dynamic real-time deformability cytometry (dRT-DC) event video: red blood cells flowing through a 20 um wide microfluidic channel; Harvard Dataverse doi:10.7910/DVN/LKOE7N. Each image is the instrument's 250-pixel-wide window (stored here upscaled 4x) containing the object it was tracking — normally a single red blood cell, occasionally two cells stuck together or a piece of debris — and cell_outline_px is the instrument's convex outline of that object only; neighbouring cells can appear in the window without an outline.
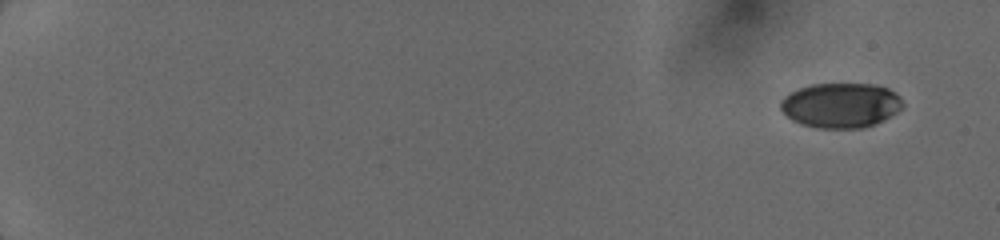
{"species": "human", "species_latin": "Homo sapiens", "temperature_condition": "cold", "stored_images_in_passage": 17, "camera_frame_rate_fps": 3000, "um_per_image_px": 0.085, "donor": {"sex": "female"}, "frame": {"image": 1, "passage_image": 1, "time_ms": 0.0, "image_size_px": [1000, 240], "cell_outline_px": [[900, 108], [896, 112], [876, 124], [860, 128], [816, 128], [800, 124], [792, 120], [780, 108], [780, 100], [784, 96], [800, 88], [812, 84], [872, 84], [888, 88], [900, 96]], "centroid_in_image_um": [71.43, 8.95], "position_along_channel_um": 13.6, "area_um2": 31.73}}
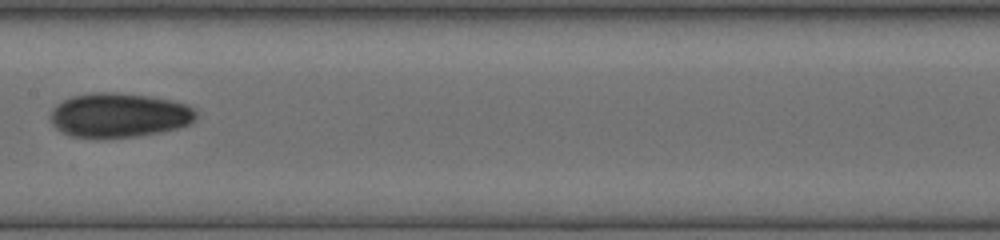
{"frame": {"image": 2, "passage_image": 10, "time_ms": 9.0, "image_size_px": [1000, 240], "cell_outline_px": [[196, 120], [192, 124], [180, 128], [160, 132], [136, 136], [72, 136], [56, 128], [52, 124], [48, 116], [52, 108], [56, 104], [72, 96], [92, 92], [116, 92], [148, 96], [172, 100], [188, 104], [196, 108]], "centroid_in_image_um": [10.16, 9.76], "position_along_channel_um": 197.2, "area_um2": 37.69}}
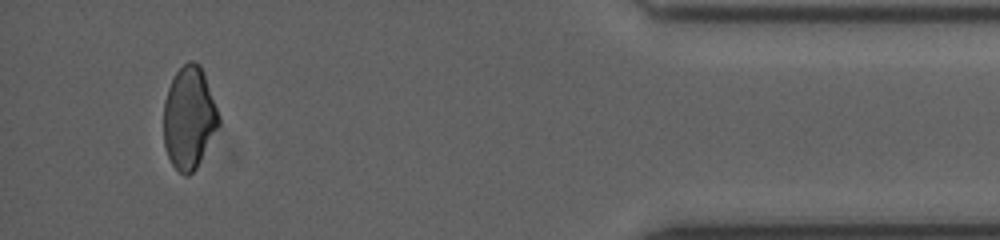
{"frame": {"image": 3, "passage_image": 17, "time_ms": 15.333, "image_size_px": [1000, 240], "cell_outline_px": [[220, 124], [196, 168], [188, 176], [184, 176], [172, 164], [168, 156], [164, 144], [164, 100], [168, 88], [176, 72], [188, 60], [192, 60], [200, 64], [220, 116]], "centroid_in_image_um": [16.07, 10.01], "position_along_channel_um": 419.1, "area_um2": 32.66}}